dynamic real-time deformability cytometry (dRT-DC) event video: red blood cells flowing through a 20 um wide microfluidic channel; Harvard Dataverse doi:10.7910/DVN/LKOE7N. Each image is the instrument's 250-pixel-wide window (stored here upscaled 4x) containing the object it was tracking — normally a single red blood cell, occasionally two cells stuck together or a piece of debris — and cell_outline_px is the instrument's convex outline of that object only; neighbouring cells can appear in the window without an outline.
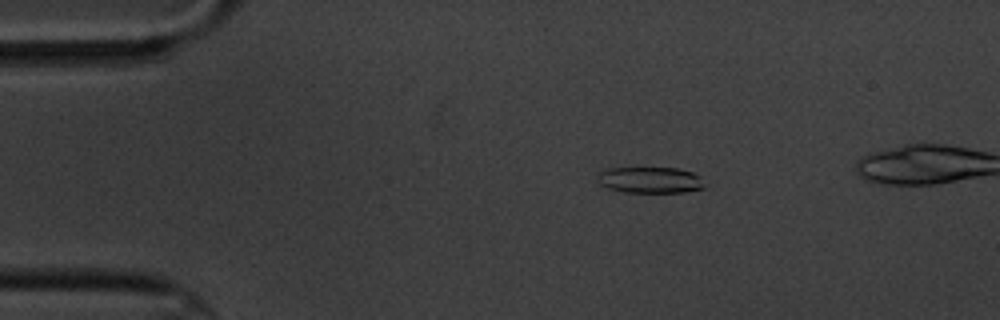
{"species": "common noctule bat (a hibernating species)", "species_latin": "Nyctalus noctula", "temperature_condition": "cold", "stored_images_in_passage": 7, "camera_frame_rate_fps": 3000, "um_per_image_px": 0.085, "animal": {"sex": "male", "body_mass_g": 20.1, "forearm_length_mm": 53.5}, "frame": {"image": 1, "passage_image": 1, "time_ms": 0.0, "image_size_px": [1000, 320], "cell_outline_px": [[708, 188], [684, 192], [624, 192], [608, 188], [600, 184], [596, 180], [596, 176], [600, 172], [608, 168], [676, 168], [692, 172], [700, 176]], "centroid_in_image_um": [55.29, 15.3], "position_along_channel_um": 29.7, "area_um2": 16.53}}
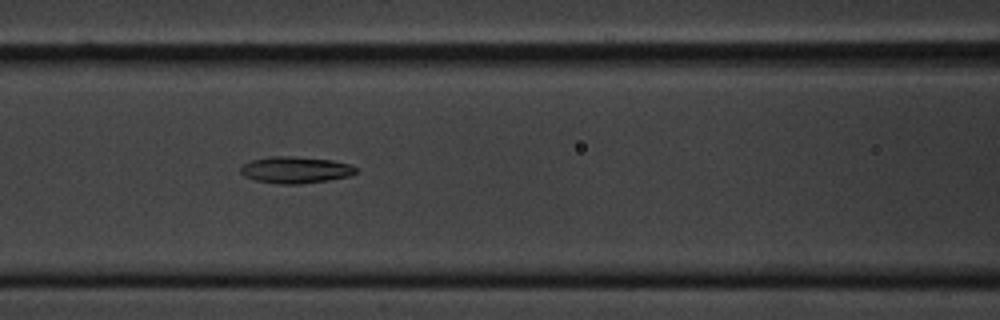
{"frame": {"image": 2, "passage_image": 5, "time_ms": 4.667, "image_size_px": [1000, 320], "cell_outline_px": [[356, 172], [348, 176], [328, 180], [300, 184], [280, 184], [256, 180], [244, 176], [240, 172], [240, 168], [244, 164], [252, 160], [268, 156], [292, 156], [332, 160], [348, 164], [356, 168]], "centroid_in_image_um": [25.08, 14.44], "position_along_channel_um": 141.5, "area_um2": 17.74}}
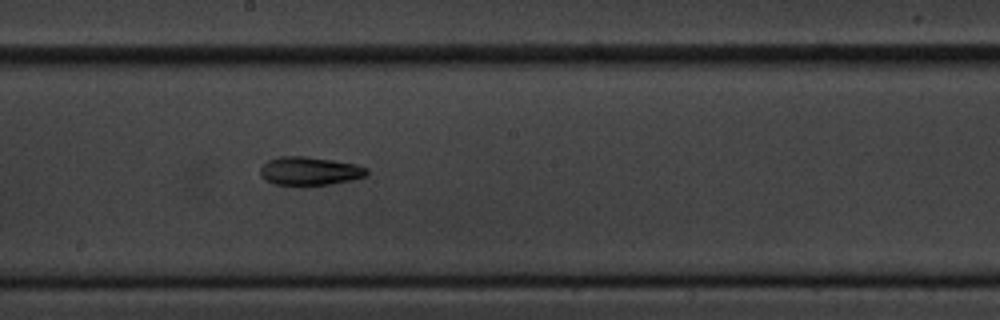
{"frame": {"image": 3, "passage_image": 7, "time_ms": 7.0, "image_size_px": [1000, 320], "cell_outline_px": [[368, 172], [364, 176], [352, 180], [328, 184], [276, 184], [264, 180], [260, 176], [260, 168], [268, 160], [280, 156], [308, 156], [356, 164], [368, 168]], "centroid_in_image_um": [26.31, 14.52], "position_along_channel_um": 221.9, "area_um2": 17.46}}